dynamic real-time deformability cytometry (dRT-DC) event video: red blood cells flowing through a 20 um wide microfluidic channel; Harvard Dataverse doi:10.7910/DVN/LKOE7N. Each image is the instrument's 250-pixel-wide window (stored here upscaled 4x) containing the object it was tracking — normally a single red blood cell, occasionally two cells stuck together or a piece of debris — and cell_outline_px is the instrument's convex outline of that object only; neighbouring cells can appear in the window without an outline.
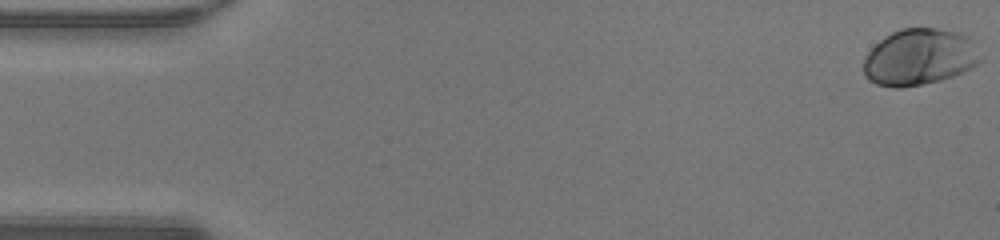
{"species": "human", "species_latin": "Homo sapiens", "temperature_condition": "warm", "stored_images_in_passage": 48, "camera_frame_rate_fps": 3000, "um_per_image_px": 0.085, "donor": {"sex": "male"}, "frame": {"image": 1, "passage_image": 1, "time_ms": 0.0, "image_size_px": [1000, 240], "cell_outline_px": [[980, 60], [976, 64], [952, 76], [940, 80], [900, 88], [896, 88], [876, 84], [868, 80], [864, 76], [864, 56], [884, 36], [900, 28], [936, 28], [960, 32], [968, 36], [972, 40]], "centroid_in_image_um": [78.1, 4.84], "position_along_channel_um": 6.9, "area_um2": 38.15}}
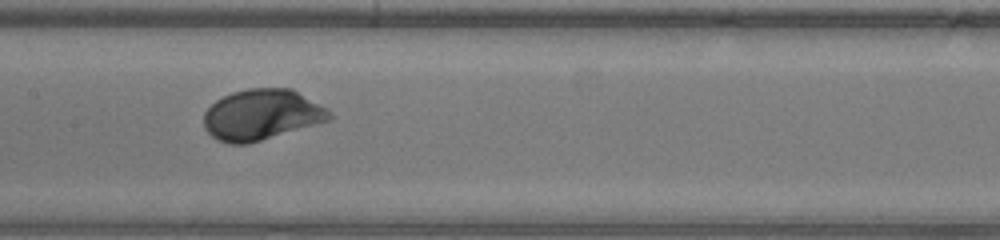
{"frame": {"image": 2, "passage_image": 24, "time_ms": 7.667, "image_size_px": [1000, 240], "cell_outline_px": [[332, 120], [248, 144], [228, 144], [212, 136], [204, 128], [204, 112], [216, 100], [232, 92], [248, 88], [292, 88], [328, 108], [332, 116]], "centroid_in_image_um": [22.27, 9.75], "position_along_channel_um": 185.1, "area_um2": 37.34}}
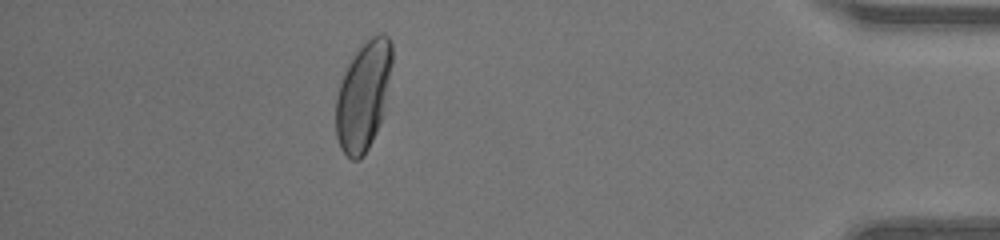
{"frame": {"image": 3, "passage_image": 43, "time_ms": 14.0, "image_size_px": [1000, 240], "cell_outline_px": [[392, 64], [380, 124], [368, 148], [360, 160], [352, 160], [340, 148], [336, 136], [336, 96], [344, 72], [348, 64], [356, 52], [372, 36], [380, 32], [384, 32], [388, 36], [392, 44]], "centroid_in_image_um": [30.88, 8.14], "position_along_channel_um": 404.3, "area_um2": 35.26}, "authors_computed_cell_mechanics": {"area_um2": 36.414, "velocity_mm_per_s": 4.2892, "shape_relaxation_time_tau1_ms": 2.2184, "shape_relaxation_time_tau2_ms": null, "deformation_change_tau1": 0.1585, "deformation_change_tau2": null}}